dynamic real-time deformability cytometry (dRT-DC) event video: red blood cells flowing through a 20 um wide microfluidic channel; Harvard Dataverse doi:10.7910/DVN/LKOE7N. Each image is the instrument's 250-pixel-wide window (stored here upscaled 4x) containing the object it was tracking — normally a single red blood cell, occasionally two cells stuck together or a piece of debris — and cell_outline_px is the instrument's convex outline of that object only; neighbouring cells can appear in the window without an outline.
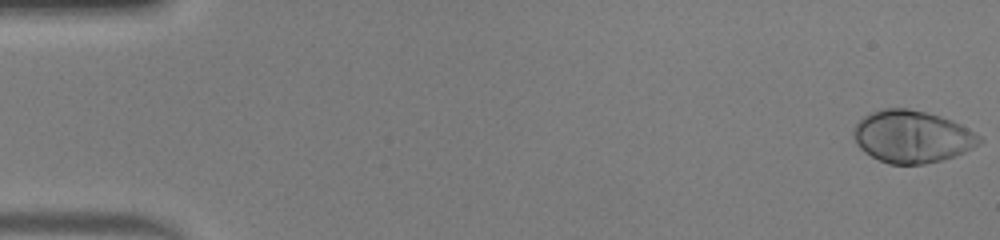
{"species": "human", "species_latin": "Homo sapiens", "temperature_condition": "warm", "stored_images_in_passage": 48, "camera_frame_rate_fps": 3000, "um_per_image_px": 0.085, "donor": {"sex": "male"}, "frame": {"image": 1, "passage_image": 1, "time_ms": 0.0, "image_size_px": [1000, 240], "cell_outline_px": [[984, 140], [980, 144], [964, 152], [944, 160], [924, 164], [888, 164], [864, 152], [856, 144], [852, 136], [852, 132], [856, 124], [864, 116], [872, 112], [884, 108], [908, 108], [940, 116], [952, 120], [968, 128], [980, 136]], "centroid_in_image_um": [77.52, 11.62], "position_along_channel_um": 7.5, "area_um2": 38.44}}
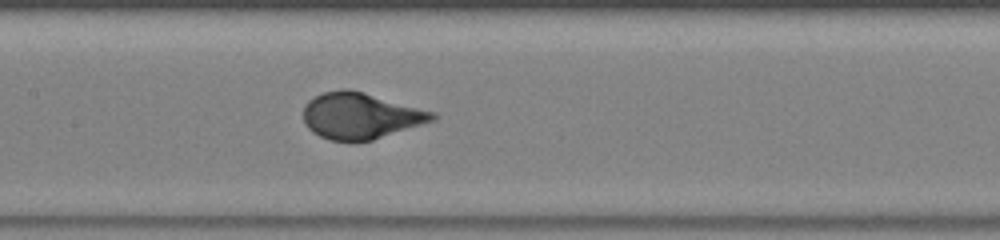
{"frame": {"image": 2, "passage_image": 24, "time_ms": 7.667, "image_size_px": [1000, 240], "cell_outline_px": [[440, 116], [436, 120], [372, 140], [332, 140], [320, 136], [312, 132], [304, 124], [304, 108], [308, 100], [324, 92], [344, 88], [348, 88], [364, 92], [436, 112]], "centroid_in_image_um": [30.68, 9.83], "position_along_channel_um": 176.7, "area_um2": 34.68}}
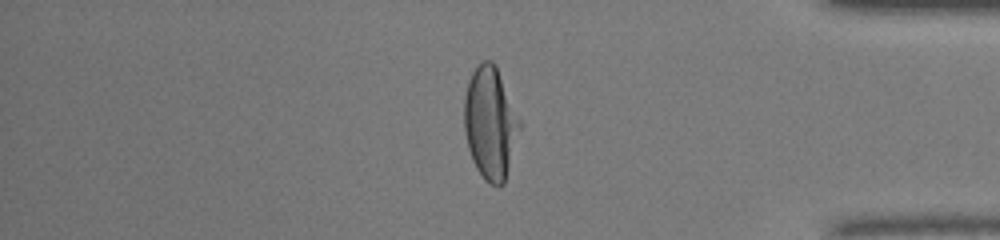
{"frame": {"image": 3, "passage_image": 41, "time_ms": 13.333, "image_size_px": [1000, 240], "cell_outline_px": [[520, 128], [504, 184], [496, 188], [484, 180], [476, 168], [472, 160], [468, 148], [464, 132], [464, 96], [468, 80], [472, 72], [480, 60], [492, 60], [496, 64], [520, 120]], "centroid_in_image_um": [41.65, 10.45], "position_along_channel_um": 393.5, "area_um2": 36.53}}